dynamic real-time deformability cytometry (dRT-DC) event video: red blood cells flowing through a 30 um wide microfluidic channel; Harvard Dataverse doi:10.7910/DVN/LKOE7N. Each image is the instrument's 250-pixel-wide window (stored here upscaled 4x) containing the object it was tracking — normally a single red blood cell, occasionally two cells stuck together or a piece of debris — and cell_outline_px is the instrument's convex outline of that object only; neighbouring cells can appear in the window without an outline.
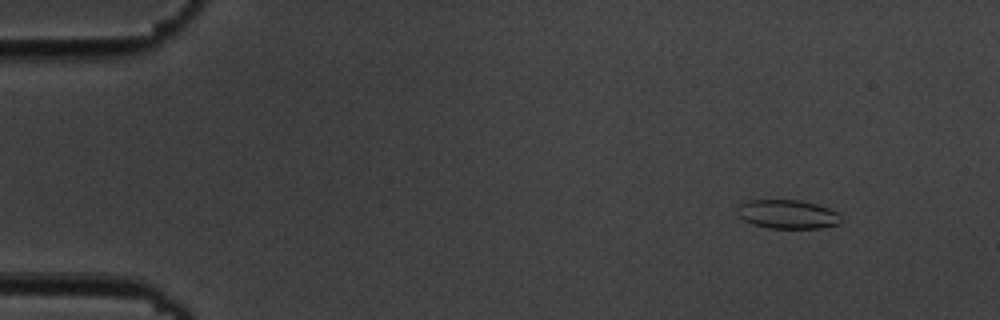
{"species": "common noctule bat (a hibernating species)", "species_latin": "Nyctalus noctula", "temperature_condition": "cold", "stored_images_in_passage": 4, "camera_frame_rate_fps": 3000, "um_per_image_px": 0.085, "animal": {"sex": "male", "body_mass_g": 19.5, "forearm_length_mm": 54.6}, "frame": {"image": 1, "passage_image": 1, "time_ms": 0.0, "image_size_px": [1000, 320], "cell_outline_px": [[840, 224], [820, 228], [768, 228], [752, 224], [744, 220], [736, 212], [736, 208], [740, 204], [748, 200], [800, 200], [816, 204], [828, 208], [836, 212], [840, 216]], "centroid_in_image_um": [66.91, 18.21], "position_along_channel_um": 18.1, "area_um2": 17.46}}
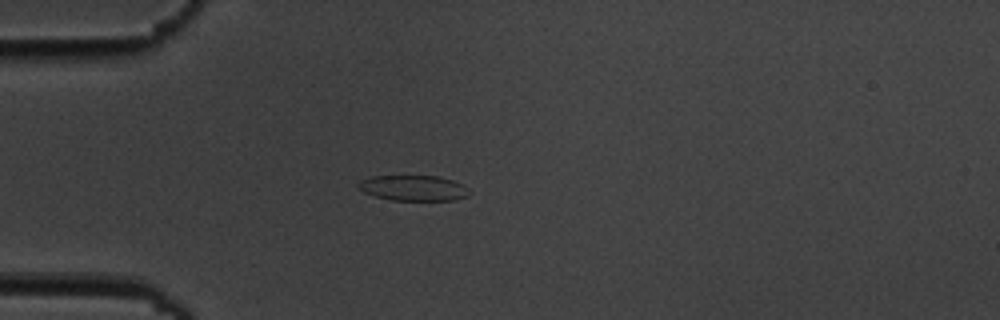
{"frame": {"image": 2, "passage_image": 4, "time_ms": 3.333, "image_size_px": [1000, 320], "cell_outline_px": [[472, 192], [468, 196], [452, 200], [392, 200], [376, 196], [364, 192], [356, 188], [356, 184], [360, 180], [372, 176], [440, 176], [452, 180], [468, 188]], "centroid_in_image_um": [35.12, 15.98], "position_along_channel_um": 49.9, "area_um2": 16.53}}